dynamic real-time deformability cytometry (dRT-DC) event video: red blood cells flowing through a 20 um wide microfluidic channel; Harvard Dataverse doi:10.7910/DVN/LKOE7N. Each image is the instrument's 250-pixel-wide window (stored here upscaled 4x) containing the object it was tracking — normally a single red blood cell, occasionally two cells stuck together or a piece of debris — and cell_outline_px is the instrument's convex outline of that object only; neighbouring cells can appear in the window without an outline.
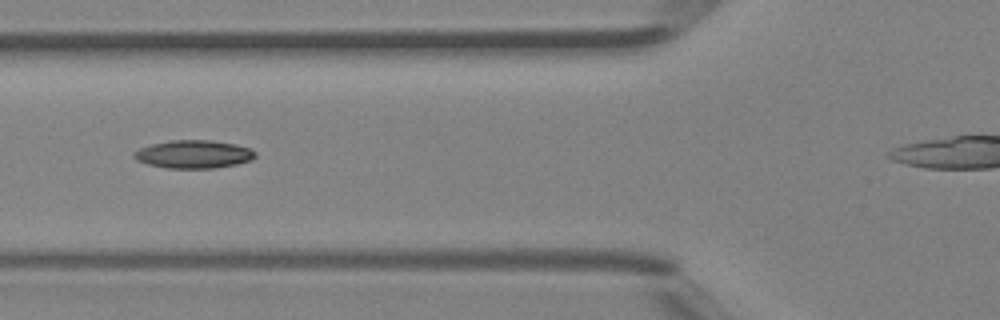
{"species": "Egyptian fruit bat (a non-hibernating species)", "species_latin": "Rousettus aegyptiacus", "temperature_condition": "room temperature", "stored_images_in_passage": 6, "camera_frame_rate_fps": 3000, "um_per_image_px": 0.085, "animal": {"sex": "female"}, "frame": {"image": 1, "passage_image": 6, "time_ms": 1.667, "image_size_px": [1000, 320], "cell_outline_px": [[256, 156], [252, 160], [236, 164], [212, 168], [168, 168], [148, 164], [136, 160], [132, 156], [140, 148], [152, 144], [172, 140], [212, 140], [236, 144], [248, 148], [256, 152]], "centroid_in_image_um": [16.48, 13.11], "position_along_channel_um": 109.3, "area_um2": 19.71}}